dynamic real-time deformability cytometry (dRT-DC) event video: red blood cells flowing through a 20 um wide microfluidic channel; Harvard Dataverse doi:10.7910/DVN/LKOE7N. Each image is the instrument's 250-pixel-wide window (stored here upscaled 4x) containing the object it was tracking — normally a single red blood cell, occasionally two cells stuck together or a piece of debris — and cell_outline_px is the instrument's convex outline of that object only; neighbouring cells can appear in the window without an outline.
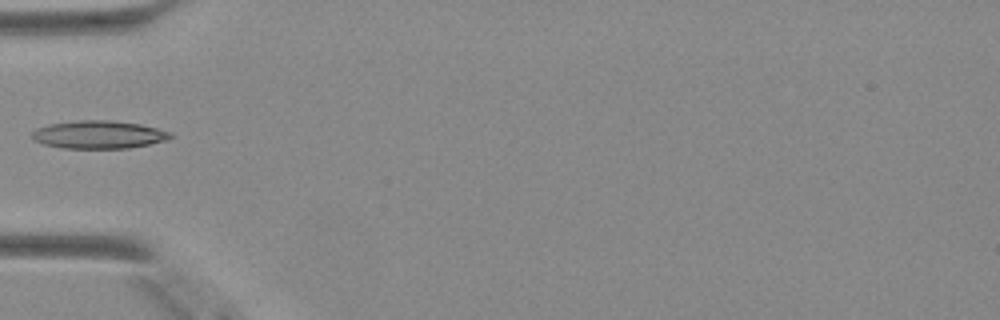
{"species": "Egyptian fruit bat (a non-hibernating species)", "species_latin": "Rousettus aegyptiacus", "temperature_condition": "warm", "stored_images_in_passage": 33, "camera_frame_rate_fps": 3000, "um_per_image_px": 0.085, "animal": {"sex": "female"}, "frame": {"image": 1, "passage_image": 1, "time_ms": 0.0, "image_size_px": [1000, 320], "cell_outline_px": [[176, 136], [168, 140], [128, 148], [60, 148], [44, 144], [36, 140], [32, 136], [32, 132], [36, 128], [48, 124], [76, 120], [112, 120], [140, 124], [172, 132]], "centroid_in_image_um": [8.42, 11.43], "position_along_channel_um": 76.6, "area_um2": 22.66}}
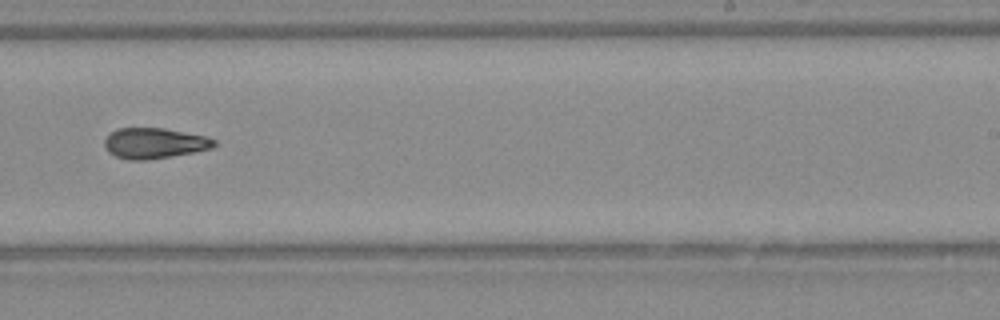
{"frame": {"image": 2, "passage_image": 15, "time_ms": 4.667, "image_size_px": [1000, 320], "cell_outline_px": [[216, 144], [212, 148], [192, 152], [148, 160], [128, 160], [116, 156], [108, 152], [104, 144], [104, 140], [112, 132], [120, 128], [164, 128], [204, 136], [216, 140]], "centroid_in_image_um": [13.1, 12.17], "position_along_channel_um": 275.9, "area_um2": 19.31}}
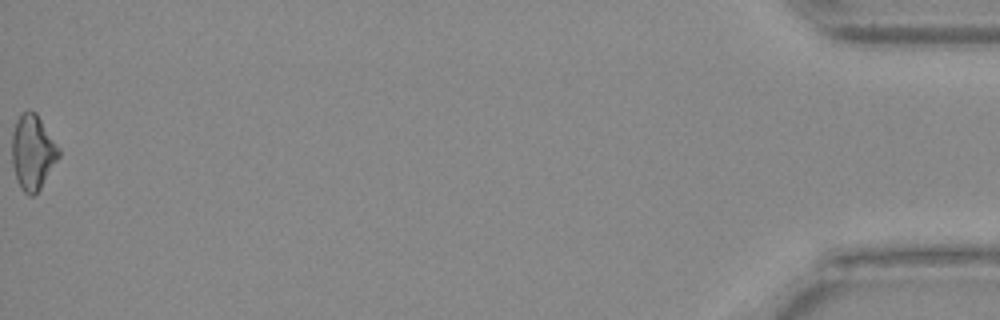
{"frame": {"image": 3, "passage_image": 33, "time_ms": 10.667, "image_size_px": [1000, 320], "cell_outline_px": [[60, 156], [40, 188], [32, 196], [28, 196], [20, 188], [16, 180], [12, 164], [12, 132], [16, 120], [28, 108], [36, 112], [60, 148]], "centroid_in_image_um": [2.77, 12.93], "position_along_channel_um": 432.4, "area_um2": 20.58}}